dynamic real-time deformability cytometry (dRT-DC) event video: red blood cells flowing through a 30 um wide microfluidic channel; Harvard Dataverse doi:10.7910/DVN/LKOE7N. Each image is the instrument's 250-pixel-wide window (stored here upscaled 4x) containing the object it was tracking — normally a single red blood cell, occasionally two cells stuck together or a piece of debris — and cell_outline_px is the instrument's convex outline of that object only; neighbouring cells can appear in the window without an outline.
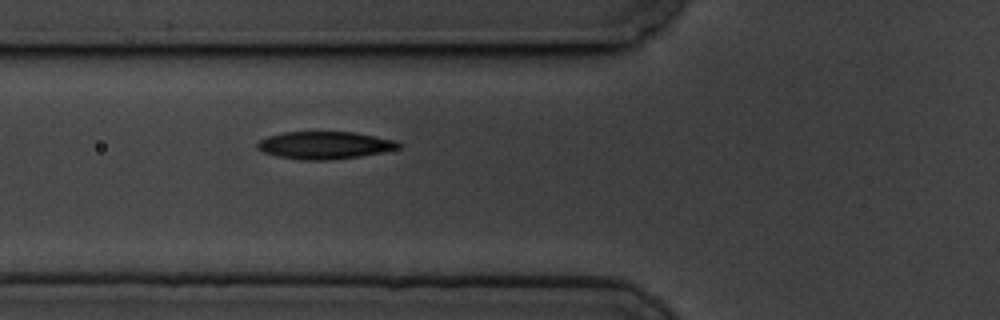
{"species": "common noctule bat (a hibernating species)", "species_latin": "Nyctalus noctula", "temperature_condition": "cold", "stored_images_in_passage": 55, "camera_frame_rate_fps": 3000, "um_per_image_px": 0.085, "animal": {"sex": "male", "body_mass_g": 19.5, "forearm_length_mm": 54.6}, "frame": {"image": 1, "passage_image": 18, "time_ms": 5.667, "image_size_px": [1000, 320], "cell_outline_px": [[404, 144], [400, 148], [360, 156], [328, 160], [300, 160], [276, 156], [264, 152], [256, 148], [256, 144], [260, 140], [268, 136], [284, 132], [352, 132], [396, 140]], "centroid_in_image_um": [27.59, 12.34], "position_along_channel_um": 98.2, "area_um2": 22.6}}
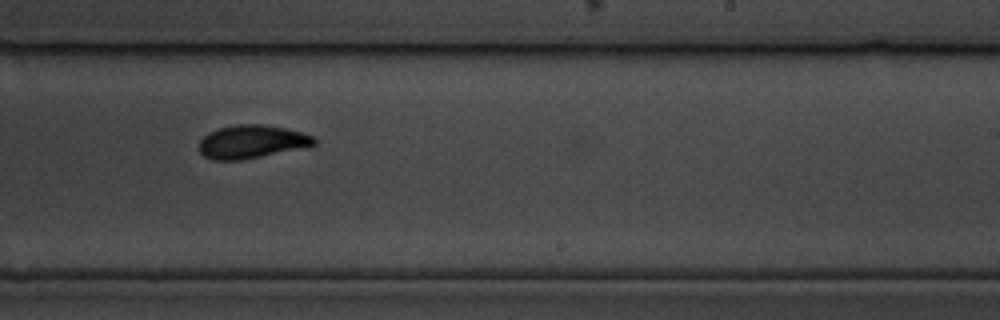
{"frame": {"image": 2, "passage_image": 33, "time_ms": 10.667, "image_size_px": [1000, 320], "cell_outline_px": [[316, 144], [260, 156], [240, 160], [212, 160], [204, 156], [196, 148], [200, 140], [208, 132], [220, 128], [236, 124], [264, 124], [284, 128], [300, 132], [312, 136], [316, 140]], "centroid_in_image_um": [21.3, 12.04], "position_along_channel_um": 267.7, "area_um2": 22.02}}
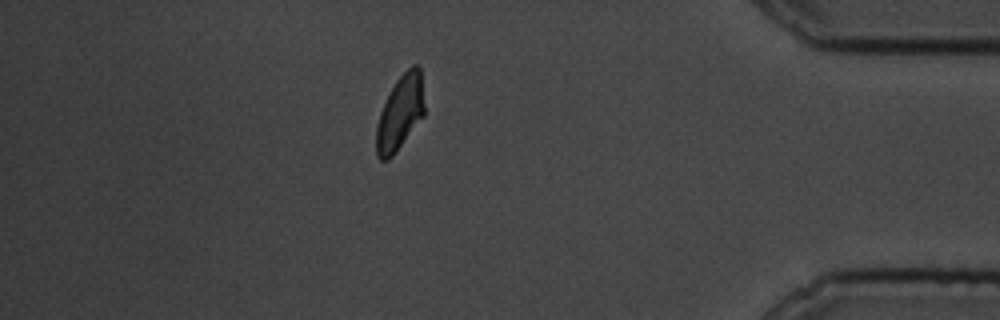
{"frame": {"image": 3, "passage_image": 48, "time_ms": 15.667, "image_size_px": [1000, 320], "cell_outline_px": [[424, 116], [392, 156], [388, 160], [380, 160], [376, 156], [376, 128], [380, 112], [396, 80], [412, 64], [416, 64], [420, 68], [424, 108]], "centroid_in_image_um": [34.0, 9.61], "position_along_channel_um": 401.2, "area_um2": 20.63}, "authors_computed_cell_mechanics": {"area_um2": 21.5594, "velocity_mm_per_s": 3.3911, "shape_relaxation_time_tau1_ms": 2.3877, "shape_relaxation_time_tau2_ms": 2.3708, "deformation_change_tau1": 0.1555, "deformation_change_tau2": 0.0751}}